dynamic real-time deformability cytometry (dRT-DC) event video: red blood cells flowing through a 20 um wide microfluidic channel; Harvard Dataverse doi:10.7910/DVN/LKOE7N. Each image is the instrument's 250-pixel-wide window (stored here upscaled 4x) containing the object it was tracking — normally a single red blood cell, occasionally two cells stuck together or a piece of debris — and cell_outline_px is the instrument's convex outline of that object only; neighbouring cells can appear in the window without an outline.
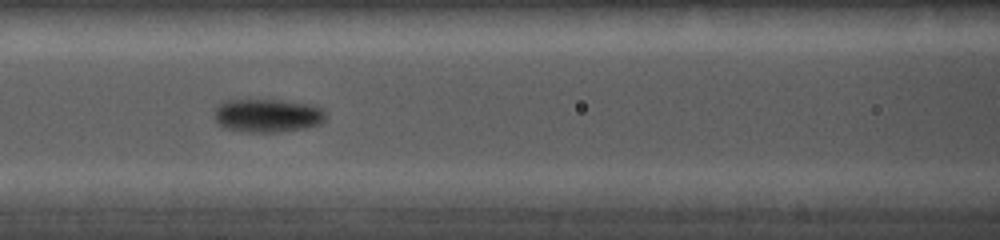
{"species": "common noctule bat (a hibernating species)", "species_latin": "Nyctalus noctula", "temperature_condition": "cold", "stored_images_in_passage": 10, "camera_frame_rate_fps": 5000, "um_per_image_px": 0.085, "animal": {"sex": "female", "body_mass_g": 19.0, "forearm_length_mm": 56.7}, "frame": {"image": 1, "passage_image": 9, "time_ms": 5.4, "image_size_px": [1000, 240], "cell_outline_px": [[328, 116], [320, 124], [304, 128], [272, 132], [244, 132], [224, 128], [216, 124], [216, 108], [224, 100], [248, 96], [316, 104], [328, 112]], "centroid_in_image_um": [22.74, 9.76], "position_along_channel_um": 143.9, "area_um2": 22.83}}